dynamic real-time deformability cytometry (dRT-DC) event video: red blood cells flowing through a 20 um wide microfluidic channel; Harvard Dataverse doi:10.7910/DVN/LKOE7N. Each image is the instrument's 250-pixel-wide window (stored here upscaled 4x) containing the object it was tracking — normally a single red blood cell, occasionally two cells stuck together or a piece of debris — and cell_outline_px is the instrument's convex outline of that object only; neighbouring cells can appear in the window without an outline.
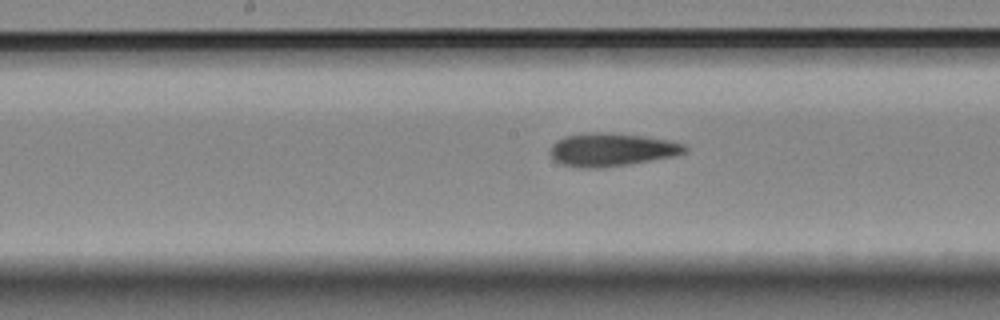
{"species": "Egyptian fruit bat (a non-hibernating species)", "species_latin": "Rousettus aegyptiacus", "temperature_condition": "room temperature", "stored_images_in_passage": 8, "camera_frame_rate_fps": 3000, "um_per_image_px": 0.085, "animal": {"sex": "female"}, "frame": {"image": 1, "passage_image": 8, "time_ms": 9.667, "image_size_px": [1000, 320], "cell_outline_px": [[688, 148], [684, 152], [672, 156], [628, 164], [596, 168], [588, 168], [564, 164], [556, 160], [548, 152], [552, 144], [556, 140], [564, 136], [588, 132], [608, 132], [640, 136], [668, 140], [684, 144]], "centroid_in_image_um": [51.94, 12.7], "position_along_channel_um": 196.3, "area_um2": 25.61}}